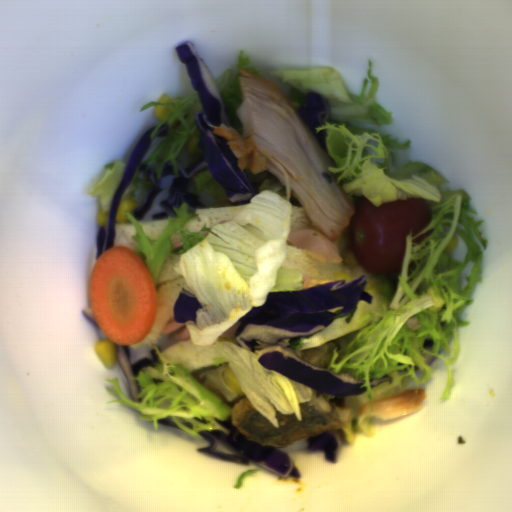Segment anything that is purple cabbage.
Instances as JSON below:
<instances>
[{"label":"purple cabbage","instance_id":"c1f60e8f","mask_svg":"<svg viewBox=\"0 0 512 512\" xmlns=\"http://www.w3.org/2000/svg\"><path fill=\"white\" fill-rule=\"evenodd\" d=\"M367 286V275L362 274L349 282L340 279L307 289L267 292L261 306H252L238 319L234 337L242 348L253 353L256 341L265 342L268 346L260 350L259 363L290 380L337 398L362 395L366 387L360 386L365 380L345 371L316 367L278 342L328 328L335 317L354 312L360 301L372 304L374 297L365 291Z\"/></svg>","mask_w":512,"mask_h":512},{"label":"purple cabbage","instance_id":"ea28d5fd","mask_svg":"<svg viewBox=\"0 0 512 512\" xmlns=\"http://www.w3.org/2000/svg\"><path fill=\"white\" fill-rule=\"evenodd\" d=\"M175 50L178 61L185 64L191 86L197 91L202 103V110L197 112L194 119L199 137L197 148L202 156L190 168L183 167L180 158L175 159L177 174L168 189L167 197L158 204L160 210L153 213L154 220L176 217L174 206L180 209L186 201L189 210L206 207L200 201V195L187 191L191 177L206 169L223 186L230 201L248 203L255 192L244 170H240L237 157L227 145L228 140L214 133V128L222 124L226 128L231 127V119L217 81L193 44L185 41L176 46Z\"/></svg>","mask_w":512,"mask_h":512},{"label":"purple cabbage","instance_id":"f65ffa83","mask_svg":"<svg viewBox=\"0 0 512 512\" xmlns=\"http://www.w3.org/2000/svg\"><path fill=\"white\" fill-rule=\"evenodd\" d=\"M218 424L226 428L203 431L198 433L204 437L209 446L198 448V452L212 456L223 462L249 465L253 462L265 471L283 476L300 477L291 455L273 446L261 445L247 438L232 422L231 417L226 420L217 419Z\"/></svg>","mask_w":512,"mask_h":512},{"label":"purple cabbage","instance_id":"39781b68","mask_svg":"<svg viewBox=\"0 0 512 512\" xmlns=\"http://www.w3.org/2000/svg\"><path fill=\"white\" fill-rule=\"evenodd\" d=\"M156 126L157 125L152 126L141 135L128 158L123 176L114 192L111 203L107 210V227L101 226L96 235V262L102 254L114 248L117 209L127 187L130 186L133 181L134 174L138 166L140 165L145 155L148 153L154 139L168 136L169 125L166 122L163 123L155 131L154 137L152 138V133Z\"/></svg>","mask_w":512,"mask_h":512},{"label":"purple cabbage","instance_id":"9ea6ddef","mask_svg":"<svg viewBox=\"0 0 512 512\" xmlns=\"http://www.w3.org/2000/svg\"><path fill=\"white\" fill-rule=\"evenodd\" d=\"M115 348H116L117 361H118V363L122 369V372L127 380L132 401L141 403V401H142L141 398H138V395L140 393L139 381L137 379H131V378L136 377L138 375V373L144 367H155L156 363L160 362L158 353L154 349V350L150 351L151 357L144 355L132 363L131 362V351H130L129 345L122 346L115 342Z\"/></svg>","mask_w":512,"mask_h":512},{"label":"purple cabbage","instance_id":"8b30caba","mask_svg":"<svg viewBox=\"0 0 512 512\" xmlns=\"http://www.w3.org/2000/svg\"><path fill=\"white\" fill-rule=\"evenodd\" d=\"M296 113L316 134L315 128L328 122L330 118L329 102L321 93L310 92L306 96V106L296 109Z\"/></svg>","mask_w":512,"mask_h":512},{"label":"purple cabbage","instance_id":"06f8d472","mask_svg":"<svg viewBox=\"0 0 512 512\" xmlns=\"http://www.w3.org/2000/svg\"><path fill=\"white\" fill-rule=\"evenodd\" d=\"M154 170L155 168L151 167L148 171L149 177L153 183V187L141 198L138 206L132 211L136 220H143L145 214L152 207L154 199L157 198L159 194L164 190L162 187V179L167 176L174 175L175 166L172 159L166 161L159 179H156Z\"/></svg>","mask_w":512,"mask_h":512},{"label":"purple cabbage","instance_id":"9cd0cae8","mask_svg":"<svg viewBox=\"0 0 512 512\" xmlns=\"http://www.w3.org/2000/svg\"><path fill=\"white\" fill-rule=\"evenodd\" d=\"M203 309L194 293L189 290H180L174 302V317L176 321L185 323V321L196 322V312Z\"/></svg>","mask_w":512,"mask_h":512},{"label":"purple cabbage","instance_id":"38c2f254","mask_svg":"<svg viewBox=\"0 0 512 512\" xmlns=\"http://www.w3.org/2000/svg\"><path fill=\"white\" fill-rule=\"evenodd\" d=\"M306 443L307 450L323 451L326 461H337L339 443L335 435L326 431L317 436L307 437Z\"/></svg>","mask_w":512,"mask_h":512},{"label":"purple cabbage","instance_id":"4d1481cc","mask_svg":"<svg viewBox=\"0 0 512 512\" xmlns=\"http://www.w3.org/2000/svg\"><path fill=\"white\" fill-rule=\"evenodd\" d=\"M156 422L158 425L174 428L177 430H183L181 426L174 421L173 417L170 416Z\"/></svg>","mask_w":512,"mask_h":512},{"label":"purple cabbage","instance_id":"45c4457a","mask_svg":"<svg viewBox=\"0 0 512 512\" xmlns=\"http://www.w3.org/2000/svg\"><path fill=\"white\" fill-rule=\"evenodd\" d=\"M316 137L318 138L319 142L321 143L324 151L328 154V150H327V142H326V138H327V129H324L322 131H319V132H316Z\"/></svg>","mask_w":512,"mask_h":512},{"label":"purple cabbage","instance_id":"7bc51332","mask_svg":"<svg viewBox=\"0 0 512 512\" xmlns=\"http://www.w3.org/2000/svg\"><path fill=\"white\" fill-rule=\"evenodd\" d=\"M391 380H392V377H390L388 375H385L383 378H371L369 380V387L371 389L383 382H391Z\"/></svg>","mask_w":512,"mask_h":512},{"label":"purple cabbage","instance_id":"ad9c8063","mask_svg":"<svg viewBox=\"0 0 512 512\" xmlns=\"http://www.w3.org/2000/svg\"><path fill=\"white\" fill-rule=\"evenodd\" d=\"M81 311L87 319H89L95 326H98L97 321L94 316V313H93V310H92V307L85 308Z\"/></svg>","mask_w":512,"mask_h":512},{"label":"purple cabbage","instance_id":"7f2bcce9","mask_svg":"<svg viewBox=\"0 0 512 512\" xmlns=\"http://www.w3.org/2000/svg\"><path fill=\"white\" fill-rule=\"evenodd\" d=\"M434 340L427 338L424 340L422 346L427 352L435 353L433 350Z\"/></svg>","mask_w":512,"mask_h":512},{"label":"purple cabbage","instance_id":"61c92939","mask_svg":"<svg viewBox=\"0 0 512 512\" xmlns=\"http://www.w3.org/2000/svg\"><path fill=\"white\" fill-rule=\"evenodd\" d=\"M421 355L425 359L424 363L426 365H431L432 362L437 359L436 356H433V355H431L429 353H421Z\"/></svg>","mask_w":512,"mask_h":512},{"label":"purple cabbage","instance_id":"c7479f85","mask_svg":"<svg viewBox=\"0 0 512 512\" xmlns=\"http://www.w3.org/2000/svg\"><path fill=\"white\" fill-rule=\"evenodd\" d=\"M148 165H149L148 163H147V164H142V165L140 166L139 171L145 170V168H146Z\"/></svg>","mask_w":512,"mask_h":512}]
</instances>
